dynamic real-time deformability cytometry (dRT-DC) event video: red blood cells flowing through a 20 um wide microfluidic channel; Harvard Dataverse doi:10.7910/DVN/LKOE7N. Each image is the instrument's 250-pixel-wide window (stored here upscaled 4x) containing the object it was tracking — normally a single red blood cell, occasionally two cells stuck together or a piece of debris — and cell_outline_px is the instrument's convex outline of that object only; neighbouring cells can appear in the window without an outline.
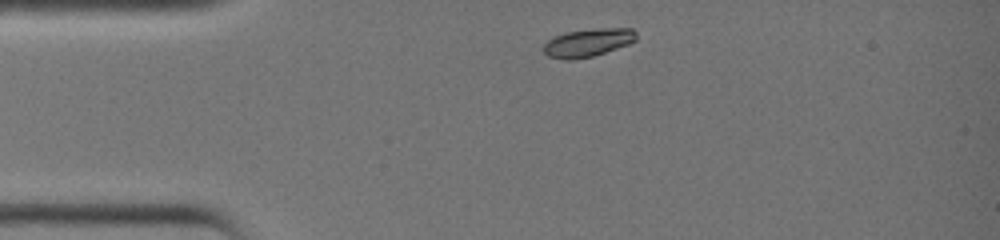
{"species": "common noctule bat (a hibernating species)", "species_latin": "Nyctalus noctula", "temperature_condition": "warm", "stored_images_in_passage": 27, "camera_frame_rate_fps": 3000, "um_per_image_px": 0.085, "animal": {"sex": "female", "body_mass_g": 19.0, "forearm_length_mm": 51.5}, "frame": {"image": 1, "passage_image": 1, "time_ms": 0.0, "image_size_px": [1000, 240], "cell_outline_px": [[636, 40], [628, 44], [592, 56], [572, 60], [564, 60], [548, 56], [544, 52], [544, 44], [548, 40], [556, 36], [568, 32], [592, 28], [632, 28], [636, 32]], "centroid_in_image_um": [49.98, 3.62], "position_along_channel_um": 35.0, "area_um2": 15.03}}
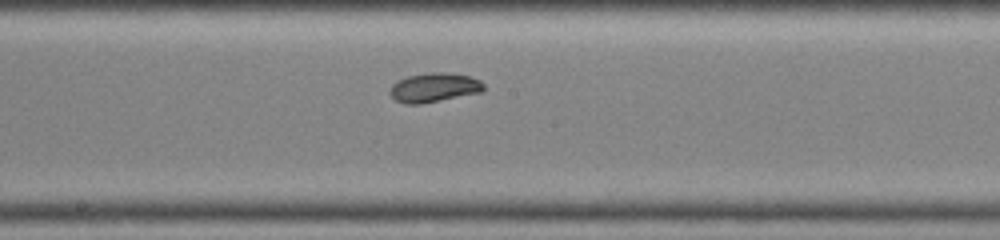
{"frame": {"image": 2, "passage_image": 14, "time_ms": 4.333, "image_size_px": [1000, 240], "cell_outline_px": [[484, 92], [420, 104], [404, 104], [396, 100], [388, 92], [392, 84], [408, 76], [432, 72], [444, 72], [468, 76], [480, 80], [484, 84]], "centroid_in_image_um": [36.91, 7.45], "position_along_channel_um": 211.3, "area_um2": 15.95}}
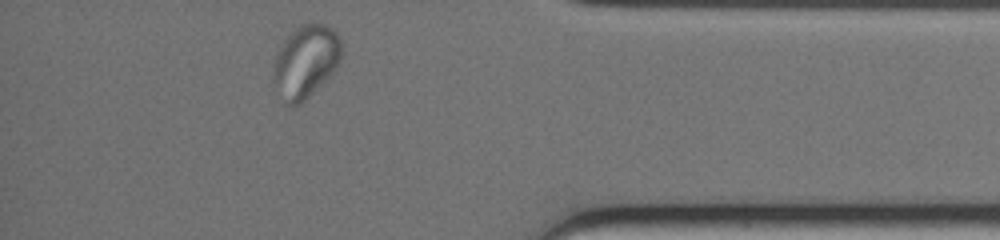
{"frame": {"image": 3, "passage_image": 27, "time_ms": 8.667, "image_size_px": [1000, 240], "cell_outline_px": [[340, 60], [336, 68], [300, 104], [284, 104], [272, 80], [272, 64], [276, 52], [284, 40], [300, 24], [324, 24], [332, 28], [340, 36]], "centroid_in_image_um": [25.93, 5.22], "position_along_channel_um": 409.3, "area_um2": 28.67}}